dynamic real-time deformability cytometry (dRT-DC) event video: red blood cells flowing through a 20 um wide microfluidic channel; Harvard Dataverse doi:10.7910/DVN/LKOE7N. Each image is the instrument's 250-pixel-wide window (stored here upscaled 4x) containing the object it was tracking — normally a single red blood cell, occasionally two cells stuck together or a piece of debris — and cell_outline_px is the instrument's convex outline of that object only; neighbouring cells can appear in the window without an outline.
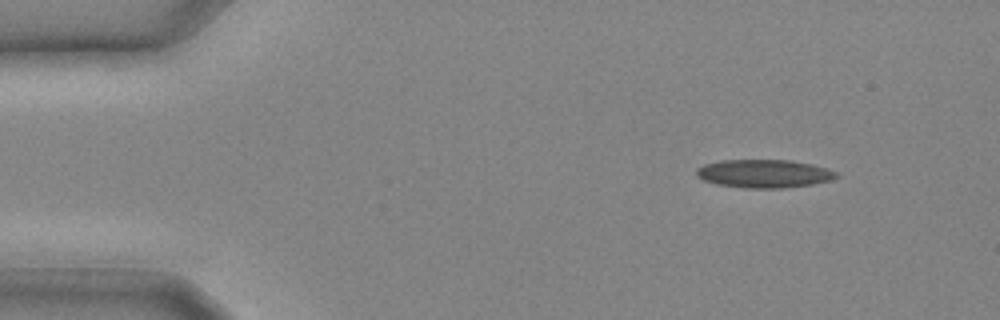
{"species": "common noctule bat (a hibernating species)", "species_latin": "Nyctalus noctula", "temperature_condition": "cold", "stored_images_in_passage": 18, "camera_frame_rate_fps": 3000, "um_per_image_px": 0.085, "animal": {"sex": "male", "body_mass_g": 20.4}, "frame": {"image": 1, "passage_image": 1, "time_ms": 0.0, "image_size_px": [1000, 320], "cell_outline_px": [[840, 176], [828, 180], [812, 184], [780, 188], [744, 188], [716, 184], [704, 180], [696, 176], [696, 168], [704, 164], [724, 160], [788, 160], [812, 164], [828, 168], [836, 172]], "centroid_in_image_um": [64.92, 14.75], "position_along_channel_um": 20.1, "area_um2": 22.95}}
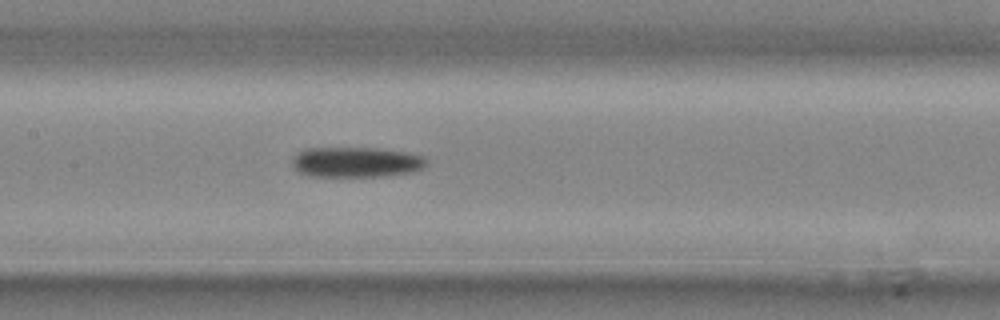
{"frame": {"image": 2, "passage_image": 11, "time_ms": 3.333, "image_size_px": [1000, 320], "cell_outline_px": [[428, 164], [424, 168], [412, 172], [380, 176], [308, 176], [300, 172], [292, 164], [292, 160], [296, 152], [308, 148], [372, 148], [404, 152], [424, 156], [428, 160]], "centroid_in_image_um": [30.28, 13.78], "position_along_channel_um": 177.1, "area_um2": 23.64}}
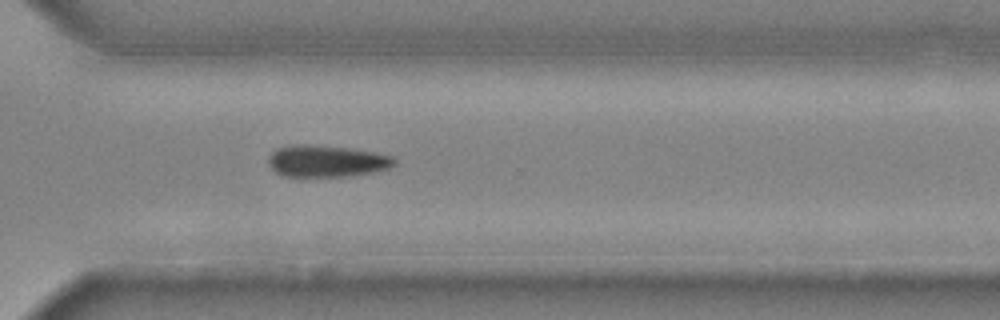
{"frame": {"image": 3, "passage_image": 18, "time_ms": 5.667, "image_size_px": [1000, 320], "cell_outline_px": [[396, 164], [388, 168], [376, 172], [352, 176], [284, 176], [276, 172], [268, 164], [268, 160], [272, 152], [276, 148], [300, 144], [308, 144], [348, 148], [376, 152], [392, 156], [396, 160]], "centroid_in_image_um": [27.79, 13.69], "position_along_channel_um": 342.8, "area_um2": 23.35}}